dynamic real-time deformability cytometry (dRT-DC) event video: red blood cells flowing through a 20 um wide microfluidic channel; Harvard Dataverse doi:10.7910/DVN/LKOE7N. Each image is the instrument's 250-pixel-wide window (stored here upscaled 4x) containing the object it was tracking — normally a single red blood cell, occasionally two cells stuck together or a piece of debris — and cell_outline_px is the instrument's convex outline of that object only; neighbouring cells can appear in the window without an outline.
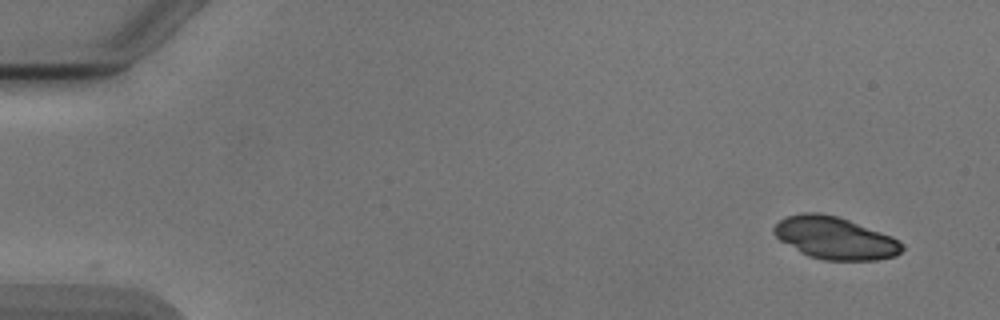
{"species": "Egyptian fruit bat (a non-hibernating species)", "species_latin": "Rousettus aegyptiacus", "temperature_condition": "cold", "stored_images_in_passage": 18, "camera_frame_rate_fps": 3000, "um_per_image_px": 0.085, "animal": {"sex": "male"}, "frame": {"image": 1, "passage_image": 1, "time_ms": 0.0, "image_size_px": [1000, 320], "cell_outline_px": [[904, 248], [896, 256], [876, 260], [824, 260], [808, 256], [800, 252], [780, 240], [772, 232], [772, 228], [780, 220], [788, 216], [800, 212], [820, 212], [836, 216], [848, 220], [892, 236], [904, 244]], "centroid_in_image_um": [70.97, 20.23], "position_along_channel_um": 14.0, "area_um2": 31.56}}